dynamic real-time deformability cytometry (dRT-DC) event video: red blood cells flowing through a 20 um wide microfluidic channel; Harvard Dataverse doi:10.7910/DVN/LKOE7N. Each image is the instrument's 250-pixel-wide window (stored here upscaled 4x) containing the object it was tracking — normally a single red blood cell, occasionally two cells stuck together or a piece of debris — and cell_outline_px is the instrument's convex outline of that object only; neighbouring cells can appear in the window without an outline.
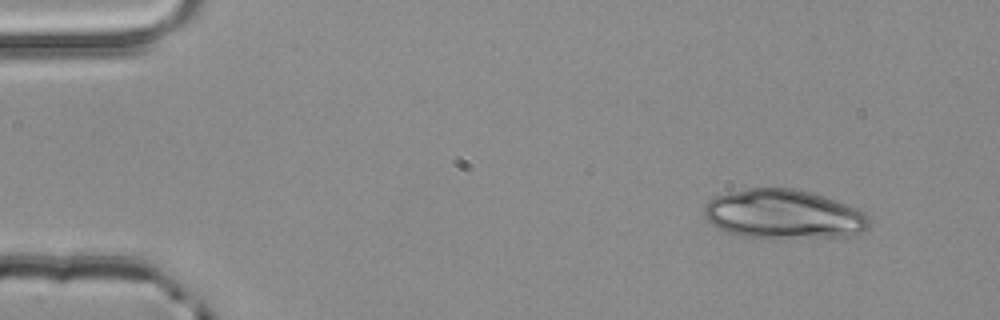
{"species": "common noctule bat (a hibernating species)", "species_latin": "Nyctalus noctula", "temperature_condition": "room temperature", "stored_images_in_passage": 4, "camera_frame_rate_fps": 3000, "um_per_image_px": 0.085, "animal": {"sex": "male", "body_mass_g": 20.4}, "frame": {"image": 1, "passage_image": 1, "time_ms": 0.0, "image_size_px": [1000, 320], "cell_outline_px": [[868, 228], [860, 232], [844, 236], [768, 240], [744, 236], [728, 232], [712, 224], [704, 216], [704, 204], [708, 200], [716, 196], [728, 192], [748, 188], [792, 188], [824, 196], [856, 208], [864, 212], [868, 216]], "centroid_in_image_um": [66.57, 18.23], "position_along_channel_um": 18.4, "area_um2": 47.69}}